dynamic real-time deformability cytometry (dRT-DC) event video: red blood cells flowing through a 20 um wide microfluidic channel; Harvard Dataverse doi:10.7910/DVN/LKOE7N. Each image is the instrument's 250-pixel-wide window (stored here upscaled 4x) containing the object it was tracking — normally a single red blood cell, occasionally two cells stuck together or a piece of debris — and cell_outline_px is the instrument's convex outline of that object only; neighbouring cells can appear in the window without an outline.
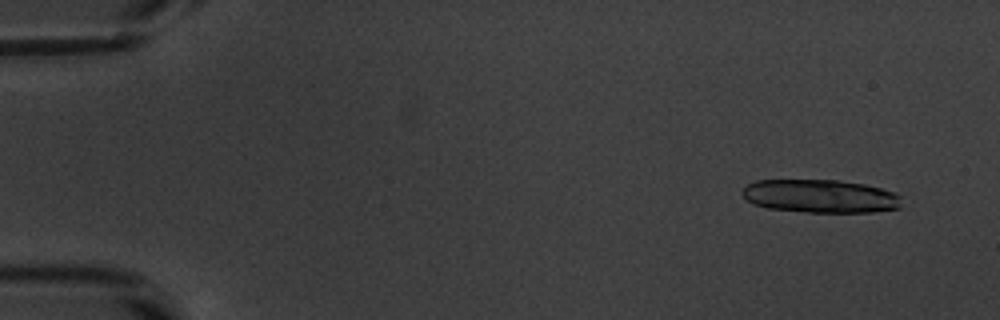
{"species": "common noctule bat (a hibernating species)", "species_latin": "Nyctalus noctula", "temperature_condition": "warm", "stored_images_in_passage": 21, "camera_frame_rate_fps": 3000, "um_per_image_px": 0.085, "animal": {"sex": "male", "body_mass_g": 20.1, "forearm_length_mm": 53.5}, "frame": {"image": 1, "passage_image": 4, "time_ms": 1.0, "image_size_px": [1000, 320], "cell_outline_px": [[900, 208], [872, 212], [808, 212], [768, 208], [752, 204], [740, 192], [748, 184], [756, 180], [836, 180], [864, 184], [896, 192], [900, 196]], "centroid_in_image_um": [69.72, 16.67], "position_along_channel_um": 15.3, "area_um2": 30.87}}